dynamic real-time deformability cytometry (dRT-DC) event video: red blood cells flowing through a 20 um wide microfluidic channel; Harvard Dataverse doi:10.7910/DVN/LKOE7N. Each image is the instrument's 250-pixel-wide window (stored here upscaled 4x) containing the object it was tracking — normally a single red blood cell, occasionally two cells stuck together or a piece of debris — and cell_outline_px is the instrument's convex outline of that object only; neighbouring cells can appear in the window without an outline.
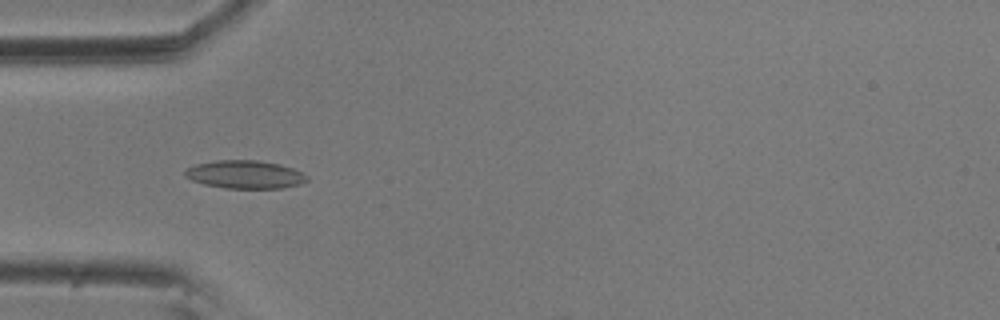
{"species": "common noctule bat (a hibernating species)", "species_latin": "Nyctalus noctula", "temperature_condition": "room temperature", "stored_images_in_passage": 6, "camera_frame_rate_fps": 3000, "um_per_image_px": 0.085, "animal": {"sex": "male", "body_mass_g": 20.5, "forearm_length_mm": 52.5}, "frame": {"image": 1, "passage_image": 4, "time_ms": 1.0, "image_size_px": [1000, 320], "cell_outline_px": [[308, 180], [300, 184], [284, 188], [224, 188], [204, 184], [192, 180], [184, 176], [184, 172], [188, 168], [196, 164], [216, 160], [256, 160], [280, 164], [292, 168], [308, 176]], "centroid_in_image_um": [20.83, 14.83], "position_along_channel_um": 64.2, "area_um2": 19.94}}
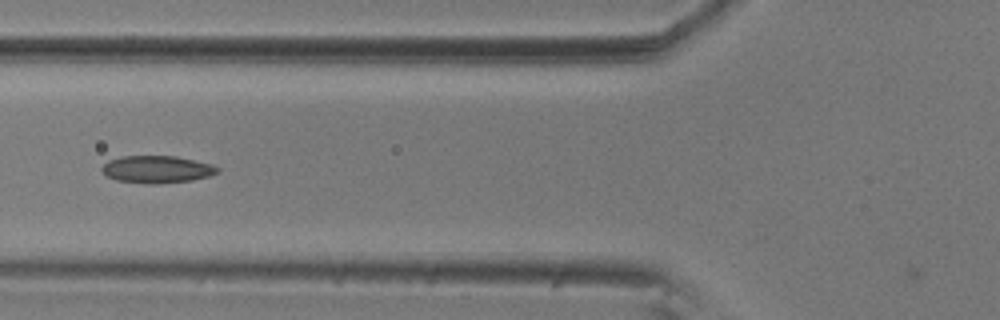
{"frame": {"image": 2, "passage_image": 5, "time_ms": 1.333, "image_size_px": [1000, 320], "cell_outline_px": [[220, 172], [208, 176], [192, 180], [156, 184], [144, 184], [116, 180], [108, 176], [100, 168], [108, 160], [120, 156], [176, 156], [212, 164], [220, 168]], "centroid_in_image_um": [13.34, 14.39], "position_along_channel_um": 112.5, "area_um2": 18.5}}
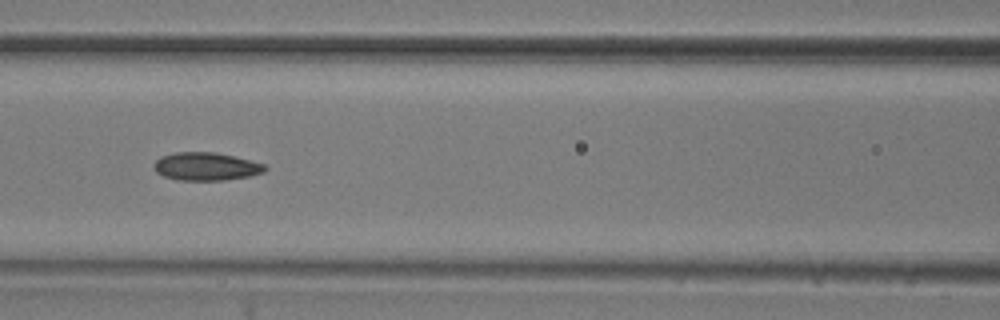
{"frame": {"image": 3, "passage_image": 6, "time_ms": 1.667, "image_size_px": [1000, 320], "cell_outline_px": [[268, 168], [264, 172], [248, 176], [224, 180], [176, 180], [164, 176], [156, 172], [152, 168], [152, 164], [160, 156], [176, 152], [216, 152], [264, 164]], "centroid_in_image_um": [17.46, 14.15], "position_along_channel_um": 149.1, "area_um2": 18.15}}